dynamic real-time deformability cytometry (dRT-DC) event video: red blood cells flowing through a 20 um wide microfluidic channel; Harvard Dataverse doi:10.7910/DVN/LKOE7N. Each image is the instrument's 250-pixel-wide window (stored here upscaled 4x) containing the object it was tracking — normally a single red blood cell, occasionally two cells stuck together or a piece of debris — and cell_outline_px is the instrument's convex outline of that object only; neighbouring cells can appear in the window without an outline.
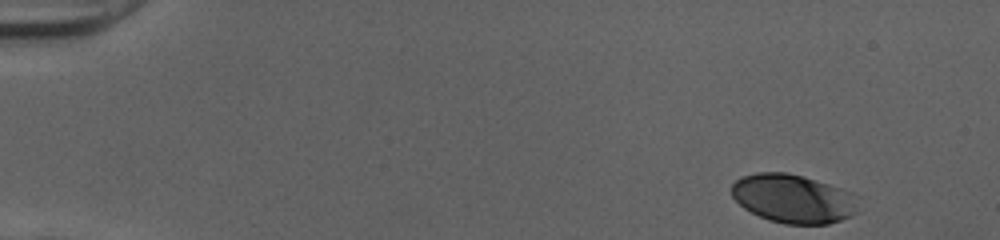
{"species": "human", "species_latin": "Homo sapiens", "temperature_condition": "cold", "stored_images_in_passage": 41, "camera_frame_rate_fps": 3000, "um_per_image_px": 0.085, "donor": {"sex": "female"}, "frame": {"image": 1, "passage_image": 1, "time_ms": 0.0, "image_size_px": [1000, 240], "cell_outline_px": [[856, 212], [852, 216], [828, 224], [784, 224], [768, 220], [744, 208], [732, 196], [732, 184], [736, 180], [744, 176], [756, 172], [788, 172], [804, 176], [852, 192]], "centroid_in_image_um": [67.39, 16.88], "position_along_channel_um": 17.6, "area_um2": 35.66}}
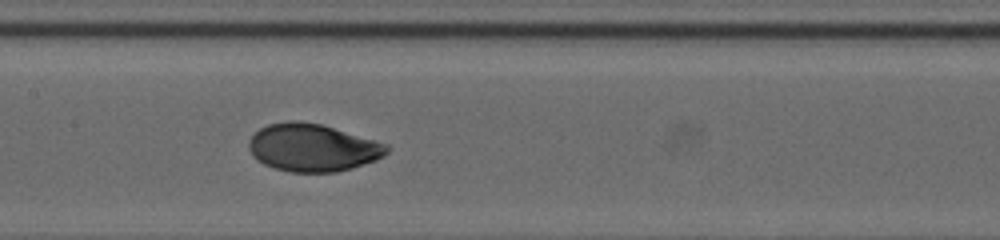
{"frame": {"image": 2, "passage_image": 23, "time_ms": 7.333, "image_size_px": [1000, 240], "cell_outline_px": [[388, 152], [384, 156], [376, 160], [352, 168], [336, 172], [288, 172], [272, 168], [256, 160], [252, 156], [248, 148], [248, 140], [260, 128], [268, 124], [288, 120], [296, 120], [320, 124], [376, 140], [388, 144]], "centroid_in_image_um": [26.55, 12.55], "position_along_channel_um": 180.9, "area_um2": 38.55}}
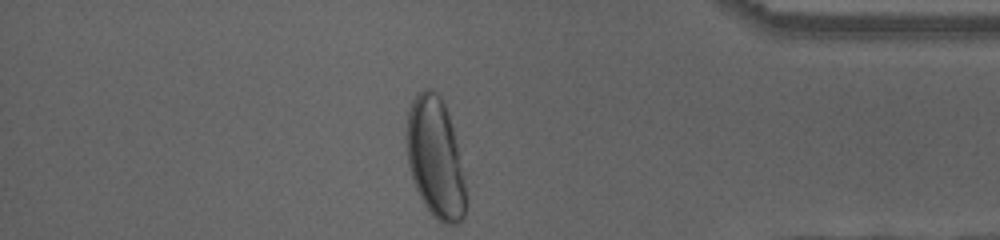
{"frame": {"image": 3, "passage_image": 41, "time_ms": 13.333, "image_size_px": [1000, 240], "cell_outline_px": [[468, 204], [464, 216], [456, 224], [444, 224], [436, 220], [432, 216], [424, 204], [412, 180], [408, 164], [404, 140], [404, 132], [408, 112], [412, 100], [416, 92], [424, 88], [428, 88], [436, 92], [440, 96], [444, 104], [452, 128], [464, 176]], "centroid_in_image_um": [36.97, 13.44], "position_along_channel_um": 398.2, "area_um2": 42.19}, "authors_computed_cell_mechanics": {"area_um2": 38.0324, "velocity_mm_per_s": 4.0096, "shape_relaxation_time_tau1_ms": 3.6058, "shape_relaxation_time_tau2_ms": null, "deformation_change_tau1": 0.1549, "deformation_change_tau2": null}}